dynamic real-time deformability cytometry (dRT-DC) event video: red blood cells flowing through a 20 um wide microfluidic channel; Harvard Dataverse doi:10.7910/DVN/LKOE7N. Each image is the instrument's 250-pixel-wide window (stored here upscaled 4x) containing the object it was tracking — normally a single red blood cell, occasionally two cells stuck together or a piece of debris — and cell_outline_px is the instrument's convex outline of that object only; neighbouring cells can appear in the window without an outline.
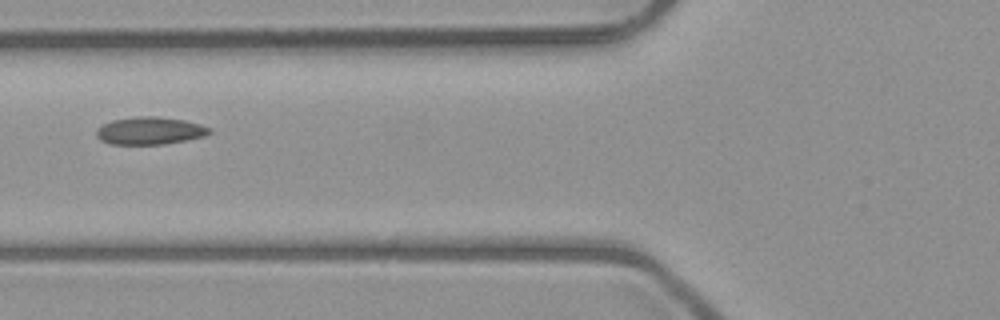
{"species": "common noctule bat (a hibernating species)", "species_latin": "Nyctalus noctula", "temperature_condition": "room temperature", "stored_images_in_passage": 6, "camera_frame_rate_fps": 3000, "um_per_image_px": 0.085, "animal": {"sex": "male", "body_mass_g": 23.1, "forearm_length_mm": 52.7}, "frame": {"image": 1, "passage_image": 6, "time_ms": 5.333, "image_size_px": [1000, 320], "cell_outline_px": [[212, 132], [204, 136], [164, 144], [108, 144], [100, 140], [96, 136], [96, 128], [100, 124], [112, 120], [136, 116], [156, 116], [184, 120], [200, 124], [212, 128]], "centroid_in_image_um": [12.69, 11.1], "position_along_channel_um": 113.1, "area_um2": 18.32}}